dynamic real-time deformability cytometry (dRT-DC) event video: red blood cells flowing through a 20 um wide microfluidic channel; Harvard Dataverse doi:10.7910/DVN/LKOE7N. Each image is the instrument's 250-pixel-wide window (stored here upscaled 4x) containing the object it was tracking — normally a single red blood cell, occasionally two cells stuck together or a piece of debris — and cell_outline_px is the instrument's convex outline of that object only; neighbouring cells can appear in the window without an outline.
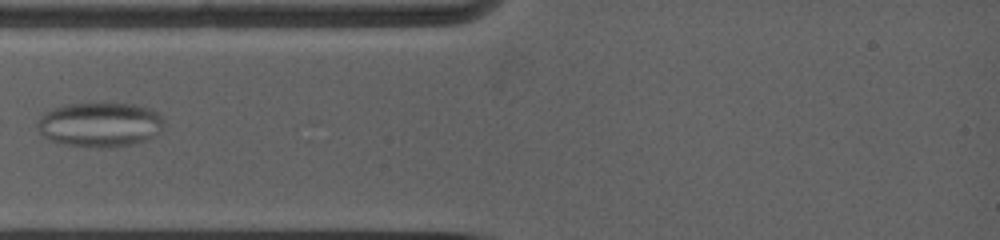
{"species": "common noctule bat (a hibernating species)", "species_latin": "Nyctalus noctula", "temperature_condition": "warm", "stored_images_in_passage": 3, "camera_frame_rate_fps": 5000, "um_per_image_px": 0.085, "animal": {"sex": "female", "body_mass_g": 19.0, "forearm_length_mm": 53.3}, "frame": {"image": 1, "passage_image": 2, "time_ms": 0.6, "image_size_px": [1000, 240], "cell_outline_px": [[160, 124], [140, 140], [132, 144], [116, 148], [96, 148], [68, 144], [52, 140], [36, 124], [48, 112], [56, 108], [68, 104], [132, 104], [144, 108], [152, 112], [160, 120]], "centroid_in_image_um": [8.39, 10.6], "position_along_channel_um": 76.6, "area_um2": 30.63}}